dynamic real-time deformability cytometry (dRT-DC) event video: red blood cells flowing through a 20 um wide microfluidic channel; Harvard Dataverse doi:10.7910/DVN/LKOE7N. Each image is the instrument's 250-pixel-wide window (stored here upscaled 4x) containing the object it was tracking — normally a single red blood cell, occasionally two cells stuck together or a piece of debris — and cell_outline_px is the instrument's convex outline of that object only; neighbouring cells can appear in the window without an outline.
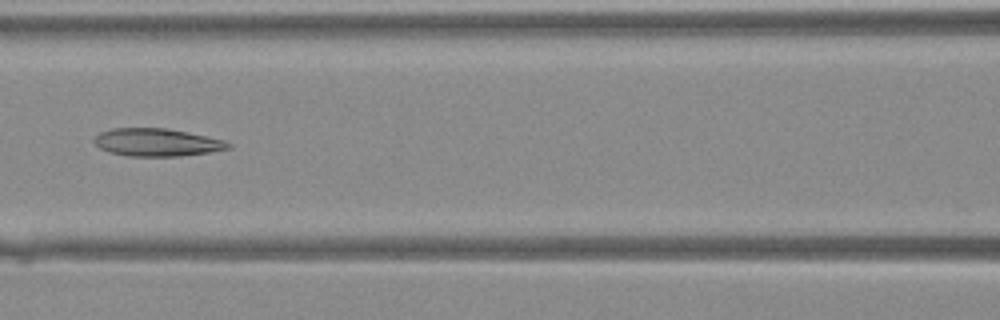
{"species": "Egyptian fruit bat (a non-hibernating species)", "species_latin": "Rousettus aegyptiacus", "temperature_condition": "warm", "stored_images_in_passage": 28, "camera_frame_rate_fps": 3000, "um_per_image_px": 0.085, "animal": {"sex": "female"}, "frame": {"image": 1, "passage_image": 6, "time_ms": 1.667, "image_size_px": [1000, 320], "cell_outline_px": [[232, 148], [208, 152], [180, 156], [128, 156], [108, 152], [100, 148], [92, 140], [100, 132], [112, 128], [168, 128], [224, 140], [232, 144]], "centroid_in_image_um": [13.32, 12.1], "position_along_channel_um": 153.3, "area_um2": 21.68}}
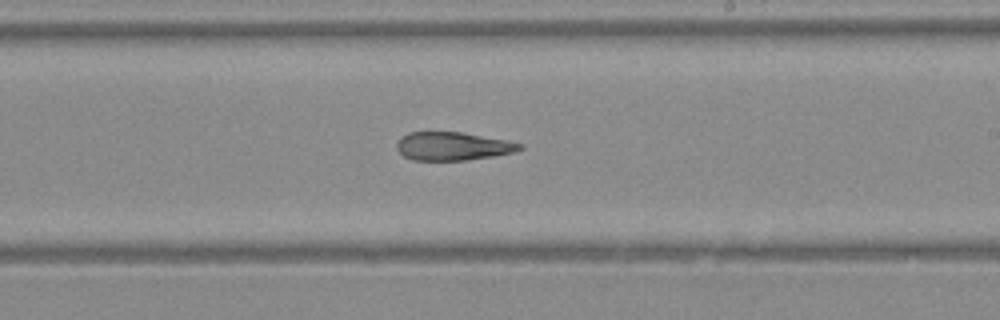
{"frame": {"image": 2, "passage_image": 12, "time_ms": 3.667, "image_size_px": [1000, 320], "cell_outline_px": [[524, 148], [512, 152], [492, 156], [464, 160], [412, 160], [404, 156], [396, 148], [396, 144], [400, 136], [408, 132], [460, 132], [504, 140], [524, 144]], "centroid_in_image_um": [38.43, 12.42], "position_along_channel_um": 250.6, "area_um2": 20.11}}
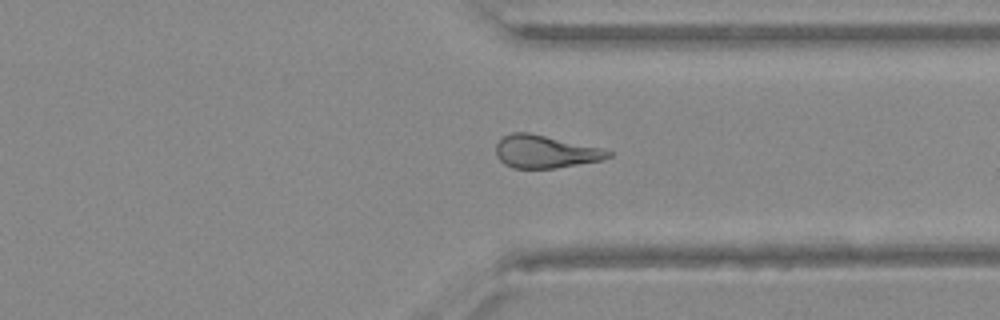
{"frame": {"image": 3, "passage_image": 19, "time_ms": 6.0, "image_size_px": [1000, 320], "cell_outline_px": [[612, 156], [604, 160], [556, 168], [512, 168], [504, 164], [496, 156], [496, 144], [504, 136], [512, 132], [528, 132], [604, 148], [612, 152]], "centroid_in_image_um": [46.38, 12.89], "position_along_channel_um": 365.0, "area_um2": 21.62}}